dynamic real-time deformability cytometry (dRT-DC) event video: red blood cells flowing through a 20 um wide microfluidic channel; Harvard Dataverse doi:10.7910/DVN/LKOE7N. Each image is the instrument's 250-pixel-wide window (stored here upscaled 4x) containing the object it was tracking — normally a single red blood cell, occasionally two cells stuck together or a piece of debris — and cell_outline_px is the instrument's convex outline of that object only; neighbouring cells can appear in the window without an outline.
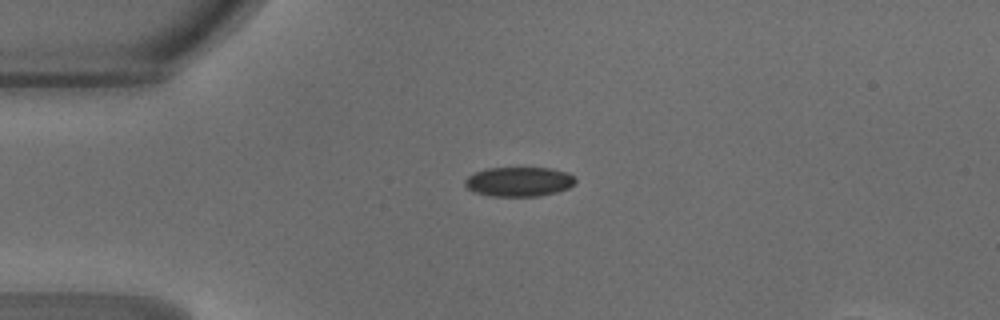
{"species": "common noctule bat (a hibernating species)", "species_latin": "Nyctalus noctula", "temperature_condition": "warm", "stored_images_in_passage": 36, "camera_frame_rate_fps": 3000, "um_per_image_px": 0.085, "animal": {"sex": "male", "body_mass_g": 18.8}, "frame": {"image": 1, "passage_image": 1, "time_ms": 0.0, "image_size_px": [1000, 320], "cell_outline_px": [[576, 184], [568, 188], [556, 192], [540, 196], [492, 196], [472, 192], [464, 184], [464, 180], [468, 176], [484, 168], [552, 168], [568, 172], [576, 180]], "centroid_in_image_um": [44.11, 15.44], "position_along_channel_um": 40.9, "area_um2": 19.13}}
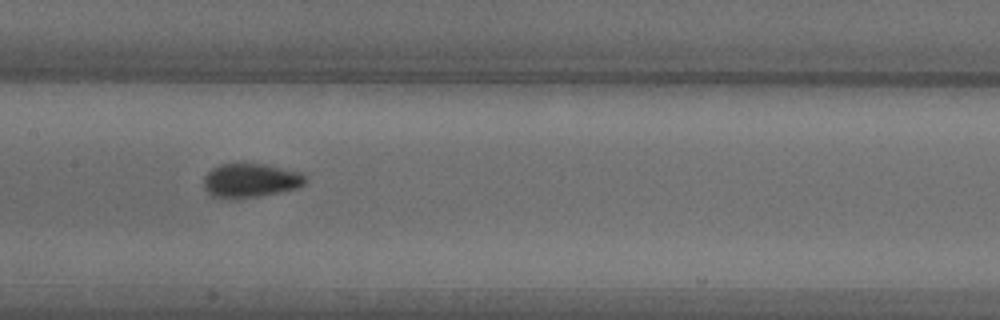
{"frame": {"image": 2, "passage_image": 13, "time_ms": 4.0, "image_size_px": [1000, 320], "cell_outline_px": [[304, 184], [296, 188], [256, 196], [212, 196], [204, 188], [204, 176], [212, 168], [220, 164], [264, 164], [300, 172], [304, 176]], "centroid_in_image_um": [21.27, 15.3], "position_along_channel_um": 186.1, "area_um2": 19.25}}
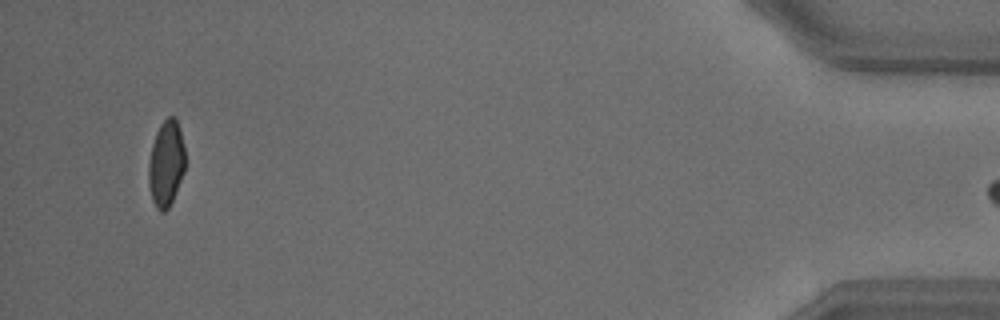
{"frame": {"image": 3, "passage_image": 35, "time_ms": 11.333, "image_size_px": [1000, 320], "cell_outline_px": [[184, 172], [172, 200], [168, 208], [164, 212], [160, 212], [156, 208], [152, 200], [148, 184], [148, 164], [152, 144], [156, 132], [160, 124], [168, 116], [176, 116], [184, 148]], "centroid_in_image_um": [14.1, 13.9], "position_along_channel_um": 421.1, "area_um2": 18.32}}